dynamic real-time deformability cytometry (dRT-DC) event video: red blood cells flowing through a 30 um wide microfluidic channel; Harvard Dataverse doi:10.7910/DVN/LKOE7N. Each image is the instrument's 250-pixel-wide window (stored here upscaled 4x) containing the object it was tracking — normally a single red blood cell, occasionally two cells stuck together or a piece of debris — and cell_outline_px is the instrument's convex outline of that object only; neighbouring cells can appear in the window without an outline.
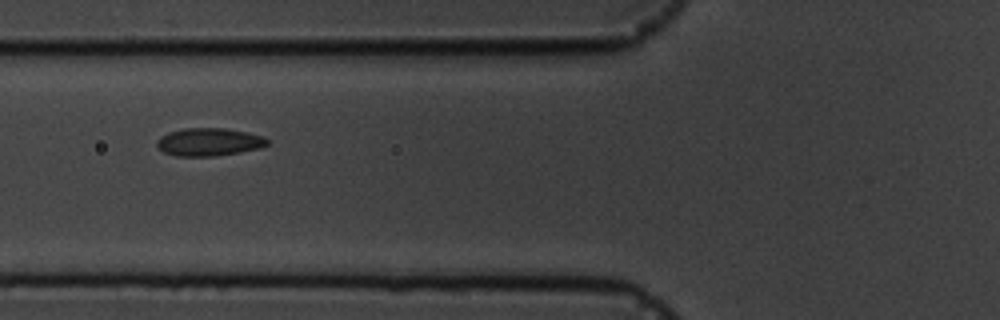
{"species": "common noctule bat (a hibernating species)", "species_latin": "Nyctalus noctula", "temperature_condition": "cold", "stored_images_in_passage": 7, "camera_frame_rate_fps": 3000, "um_per_image_px": 0.085, "animal": {"sex": "male", "body_mass_g": 19.5, "forearm_length_mm": 54.6}, "frame": {"image": 1, "passage_image": 7, "time_ms": 9.0, "image_size_px": [1000, 320], "cell_outline_px": [[268, 144], [260, 148], [240, 152], [212, 156], [176, 156], [164, 152], [156, 144], [156, 140], [160, 136], [168, 132], [184, 128], [224, 128], [248, 132], [264, 136], [268, 140]], "centroid_in_image_um": [17.76, 12.06], "position_along_channel_um": 108.0, "area_um2": 17.98}}